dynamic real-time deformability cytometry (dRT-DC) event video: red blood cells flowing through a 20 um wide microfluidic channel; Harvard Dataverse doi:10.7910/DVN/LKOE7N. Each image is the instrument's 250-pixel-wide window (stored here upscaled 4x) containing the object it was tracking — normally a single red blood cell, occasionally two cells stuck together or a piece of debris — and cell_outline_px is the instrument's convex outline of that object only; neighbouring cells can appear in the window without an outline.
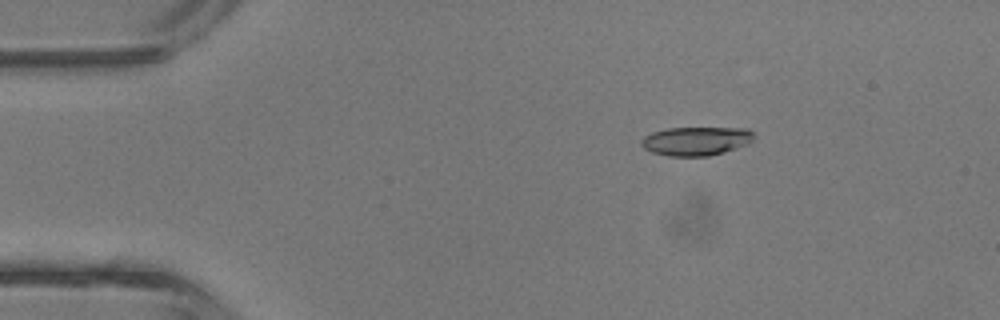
{"species": "common noctule bat (a hibernating species)", "species_latin": "Nyctalus noctula", "temperature_condition": "room temperature", "stored_images_in_passage": 44, "camera_frame_rate_fps": 3000, "um_per_image_px": 0.085, "animal": {"sex": "male", "body_mass_g": 13.3}, "frame": {"image": 1, "passage_image": 7, "time_ms": 2.0, "image_size_px": [1000, 320], "cell_outline_px": [[756, 136], [748, 144], [724, 152], [708, 156], [668, 156], [652, 152], [644, 148], [640, 144], [640, 140], [644, 136], [652, 132], [668, 128], [748, 128]], "centroid_in_image_um": [59.16, 11.98], "position_along_channel_um": 25.8, "area_um2": 18.96}}
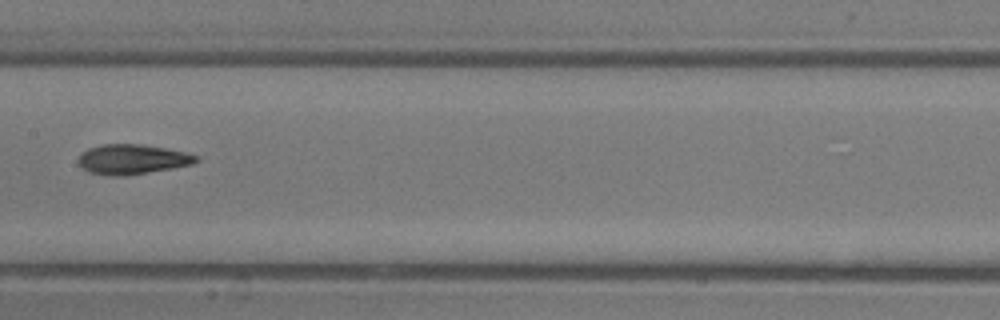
{"frame": {"image": 2, "passage_image": 22, "time_ms": 7.0, "image_size_px": [1000, 320], "cell_outline_px": [[200, 160], [192, 164], [172, 168], [124, 176], [116, 176], [88, 172], [80, 164], [80, 156], [88, 148], [104, 144], [140, 144], [164, 148], [184, 152], [200, 156]], "centroid_in_image_um": [11.29, 13.54], "position_along_channel_um": 196.1, "area_um2": 20.17}}
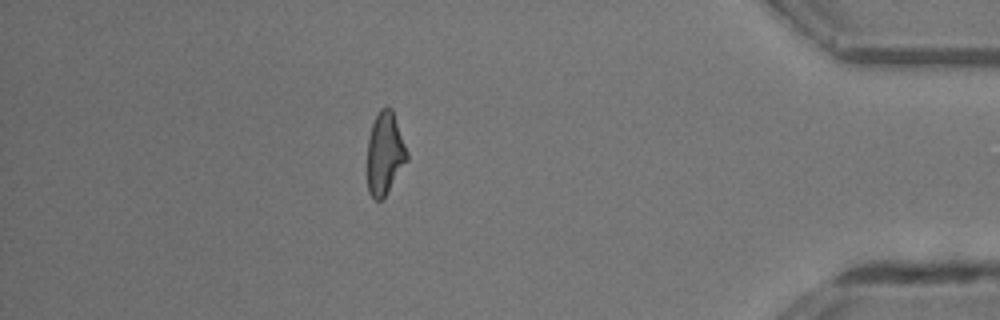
{"frame": {"image": 3, "passage_image": 38, "time_ms": 12.333, "image_size_px": [1000, 320], "cell_outline_px": [[408, 160], [384, 196], [380, 200], [376, 200], [368, 192], [368, 136], [372, 124], [380, 108], [392, 108], [408, 152]], "centroid_in_image_um": [32.72, 13.02], "position_along_channel_um": 402.5, "area_um2": 18.84}, "authors_computed_cell_mechanics": {"area_um2": 19.6231, "velocity_mm_per_s": 4.7234, "shape_relaxation_time_tau1_ms": 3.272, "shape_relaxation_time_tau2_ms": 2.7299, "deformation_change_tau1": 0.1329, "deformation_change_tau2": 0.1177}}